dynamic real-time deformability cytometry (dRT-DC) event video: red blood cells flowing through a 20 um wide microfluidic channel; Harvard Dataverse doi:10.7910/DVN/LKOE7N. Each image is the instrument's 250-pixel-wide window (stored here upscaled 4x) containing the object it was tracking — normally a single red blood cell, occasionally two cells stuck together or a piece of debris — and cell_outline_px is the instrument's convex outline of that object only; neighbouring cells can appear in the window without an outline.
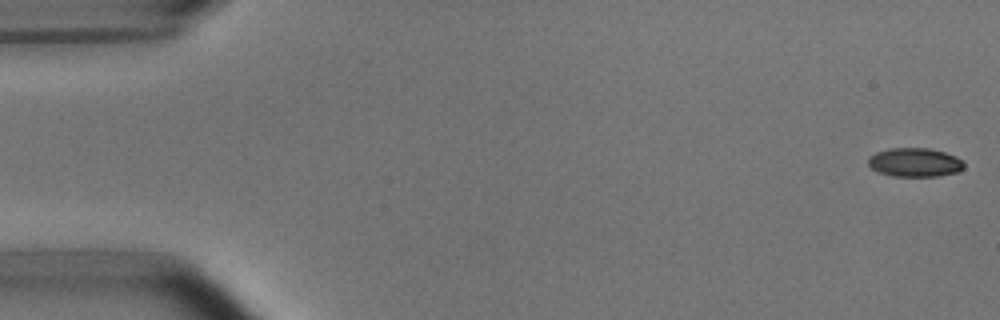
{"species": "common noctule bat (a hibernating species)", "species_latin": "Nyctalus noctula", "temperature_condition": "room temperature", "stored_images_in_passage": 52, "camera_frame_rate_fps": 3000, "um_per_image_px": 0.085, "animal": {"sex": "male", "body_mass_g": 15.6}, "frame": {"image": 1, "passage_image": 1, "time_ms": 0.0, "image_size_px": [1000, 320], "cell_outline_px": [[964, 168], [956, 172], [940, 176], [892, 176], [880, 172], [872, 168], [868, 164], [868, 156], [876, 152], [888, 148], [928, 148], [944, 152], [956, 156], [964, 160]], "centroid_in_image_um": [77.77, 13.79], "position_along_channel_um": 7.2, "area_um2": 16.18}}
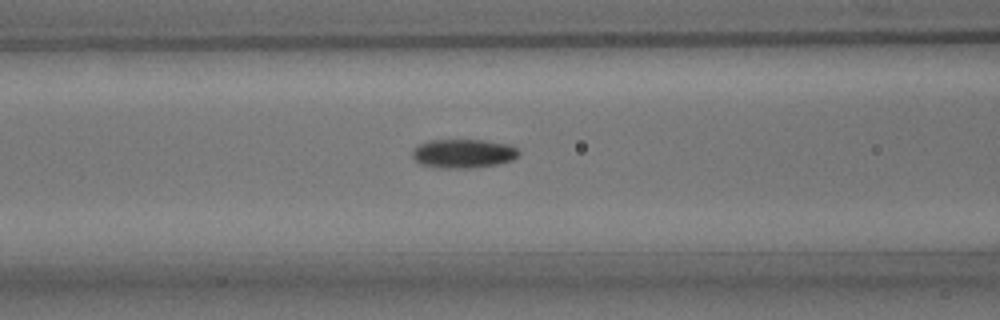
{"frame": {"image": 2, "passage_image": 21, "time_ms": 6.667, "image_size_px": [1000, 320], "cell_outline_px": [[520, 152], [512, 160], [500, 164], [468, 168], [444, 168], [420, 164], [412, 156], [412, 148], [428, 140], [480, 140], [508, 144], [516, 148]], "centroid_in_image_um": [39.36, 13.05], "position_along_channel_um": 127.2, "area_um2": 17.86}}
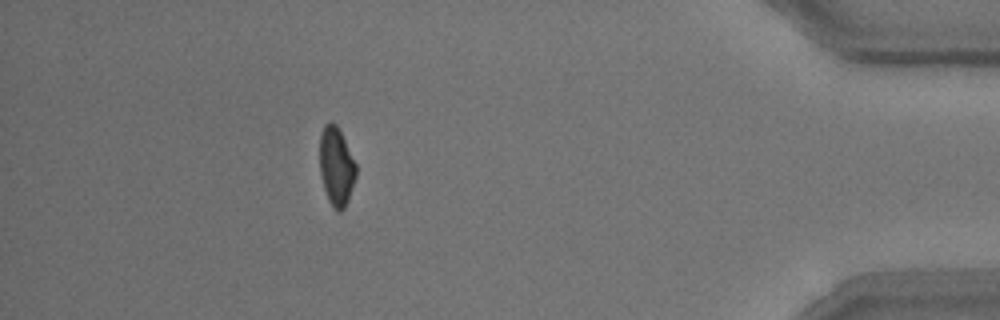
{"frame": {"image": 3, "passage_image": 47, "time_ms": 15.333, "image_size_px": [1000, 320], "cell_outline_px": [[356, 176], [348, 200], [344, 208], [340, 212], [336, 212], [328, 200], [324, 188], [320, 172], [320, 136], [324, 124], [332, 120], [336, 124], [356, 164]], "centroid_in_image_um": [28.58, 14.15], "position_along_channel_um": 406.6, "area_um2": 16.53}, "authors_computed_cell_mechanics": {"area_um2": 17.3111, "velocity_mm_per_s": 3.8107, "shape_relaxation_time_tau1_ms": 3.3039, "shape_relaxation_time_tau2_ms": 2.1033, "deformation_change_tau1": 0.1341, "deformation_change_tau2": 0.069}}